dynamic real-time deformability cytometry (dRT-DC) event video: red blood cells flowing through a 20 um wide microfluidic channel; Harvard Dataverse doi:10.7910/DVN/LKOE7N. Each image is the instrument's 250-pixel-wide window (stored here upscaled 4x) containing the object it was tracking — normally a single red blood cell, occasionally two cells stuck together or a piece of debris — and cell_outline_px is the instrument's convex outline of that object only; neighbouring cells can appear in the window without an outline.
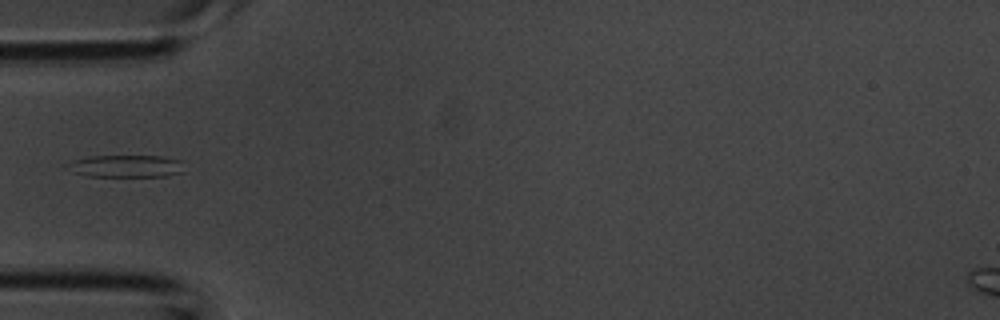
{"species": "common noctule bat (a hibernating species)", "species_latin": "Nyctalus noctula", "temperature_condition": "room temperature", "stored_images_in_passage": 4, "camera_frame_rate_fps": 3000, "um_per_image_px": 0.085, "animal": {"sex": "male", "body_mass_g": 20.1, "forearm_length_mm": 53.5}, "frame": {"image": 1, "passage_image": 4, "time_ms": 1.0, "image_size_px": [1000, 320], "cell_outline_px": [[184, 172], [168, 176], [88, 176], [72, 172], [72, 160], [88, 156], [164, 156], [180, 160]], "centroid_in_image_um": [10.8, 14.12], "position_along_channel_um": 74.2, "area_um2": 14.97}}